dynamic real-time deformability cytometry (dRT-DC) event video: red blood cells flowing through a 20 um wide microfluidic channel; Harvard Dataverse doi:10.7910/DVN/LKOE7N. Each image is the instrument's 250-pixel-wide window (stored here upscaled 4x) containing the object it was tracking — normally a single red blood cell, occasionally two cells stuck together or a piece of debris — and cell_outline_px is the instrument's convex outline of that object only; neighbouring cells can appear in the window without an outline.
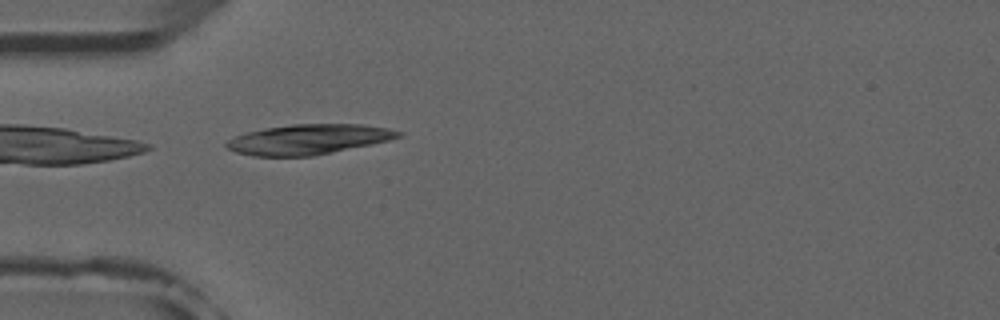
{"species": "common noctule bat (a hibernating species)", "species_latin": "Nyctalus noctula", "temperature_condition": "room temperature", "stored_images_in_passage": 5, "camera_frame_rate_fps": 3000, "um_per_image_px": 0.085, "animal": {"sex": "male", "forearm_length_mm": 52.5}, "frame": {"image": 1, "passage_image": 5, "time_ms": 4.667, "image_size_px": [1000, 320], "cell_outline_px": [[404, 132], [400, 136], [388, 140], [372, 144], [312, 156], [252, 156], [236, 152], [228, 148], [224, 144], [228, 140], [244, 132], [264, 128], [292, 124], [360, 124], [388, 128]], "centroid_in_image_um": [26.19, 11.84], "position_along_channel_um": 58.8, "area_um2": 30.06}}